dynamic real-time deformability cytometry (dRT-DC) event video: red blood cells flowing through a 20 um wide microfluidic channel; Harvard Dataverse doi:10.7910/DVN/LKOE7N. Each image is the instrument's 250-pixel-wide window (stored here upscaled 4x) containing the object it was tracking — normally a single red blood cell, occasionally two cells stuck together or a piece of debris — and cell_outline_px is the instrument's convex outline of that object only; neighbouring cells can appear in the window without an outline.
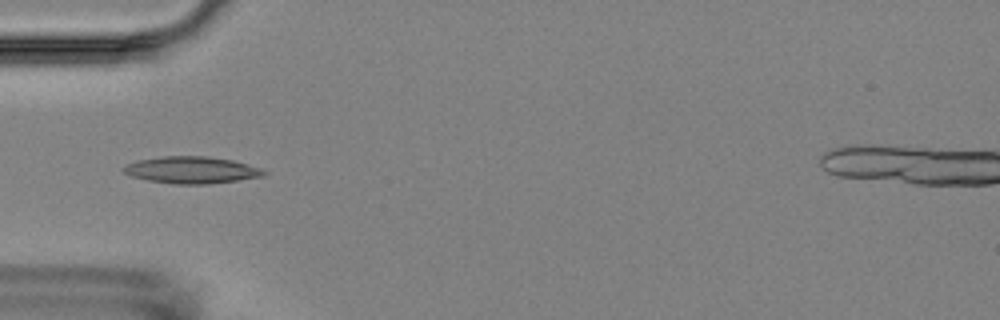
{"species": "Egyptian fruit bat (a non-hibernating species)", "species_latin": "Rousettus aegyptiacus", "temperature_condition": "room temperature", "stored_images_in_passage": 18, "segment_of_instrument_passage": [1, 2], "camera_frame_rate_fps": 3000, "um_per_image_px": 0.085, "animal": {"sex": "female"}, "frame": {"image": 1, "passage_image": 6, "time_ms": 5.667, "image_size_px": [1000, 320], "cell_outline_px": [[268, 172], [264, 176], [208, 184], [172, 184], [148, 180], [132, 176], [124, 172], [120, 168], [136, 160], [164, 156], [208, 156], [232, 160], [260, 168]], "centroid_in_image_um": [16.26, 14.45], "position_along_channel_um": 68.7, "area_um2": 21.91}}
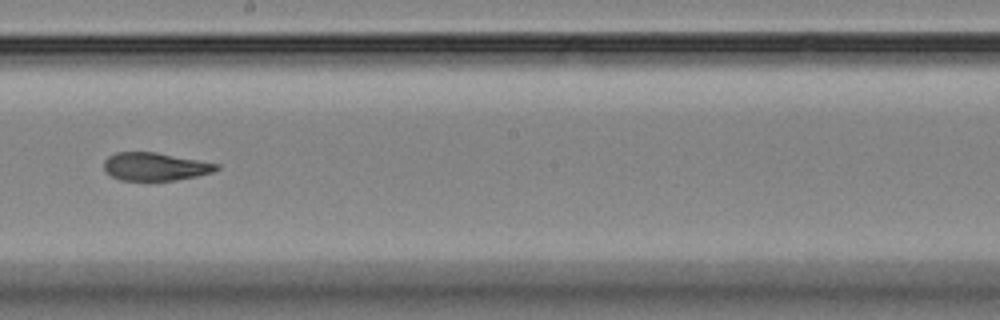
{"frame": {"image": 2, "passage_image": 10, "time_ms": 10.333, "image_size_px": [1000, 320], "cell_outline_px": [[220, 168], [212, 172], [196, 176], [176, 180], [120, 180], [112, 176], [104, 168], [104, 160], [108, 156], [116, 152], [156, 152], [220, 164]], "centroid_in_image_um": [13.19, 14.15], "position_along_channel_um": 235.0, "area_um2": 18.26}}
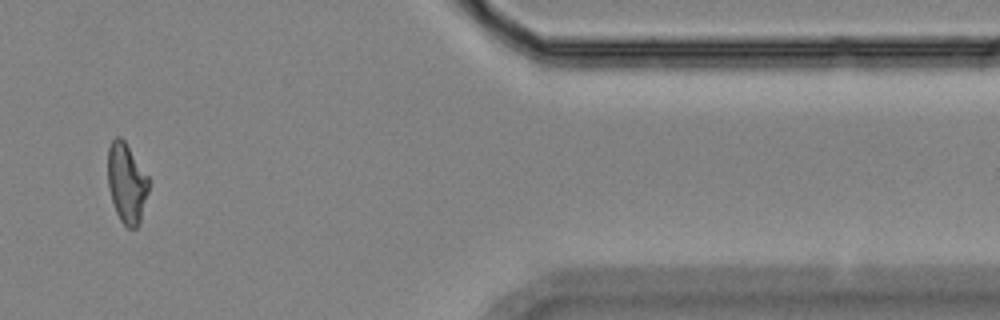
{"frame": {"image": 3, "passage_image": 15, "time_ms": 16.0, "image_size_px": [1000, 320], "cell_outline_px": [[148, 192], [140, 220], [136, 228], [128, 228], [120, 220], [116, 212], [108, 188], [108, 148], [112, 140], [116, 136], [120, 136], [124, 140], [148, 176]], "centroid_in_image_um": [10.75, 15.55], "position_along_channel_um": 400.6, "area_um2": 18.84}}